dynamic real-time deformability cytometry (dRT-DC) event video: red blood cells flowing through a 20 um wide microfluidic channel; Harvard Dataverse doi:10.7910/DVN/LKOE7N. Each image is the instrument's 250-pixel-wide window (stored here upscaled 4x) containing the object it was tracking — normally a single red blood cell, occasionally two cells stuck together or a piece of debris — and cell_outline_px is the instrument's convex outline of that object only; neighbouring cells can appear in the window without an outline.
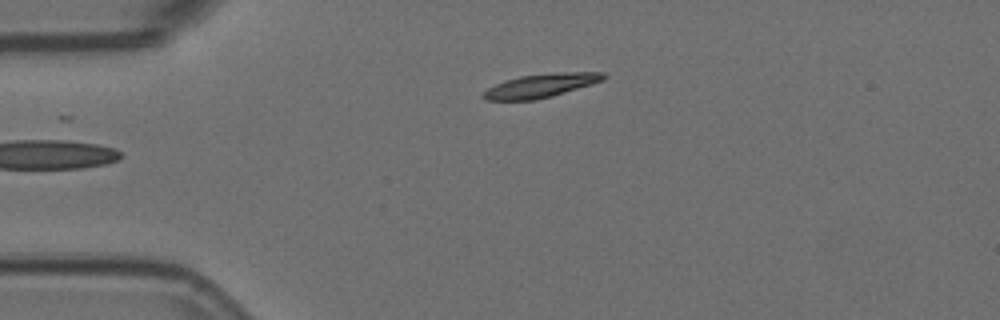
{"species": "Egyptian fruit bat (a non-hibernating species)", "species_latin": "Rousettus aegyptiacus", "temperature_condition": "room temperature", "stored_images_in_passage": 5, "camera_frame_rate_fps": 3000, "um_per_image_px": 0.085, "animal": {"sex": "female"}, "frame": {"image": 1, "passage_image": 5, "time_ms": 1.333, "image_size_px": [1000, 320], "cell_outline_px": [[608, 76], [604, 80], [592, 84], [552, 96], [536, 100], [484, 100], [480, 96], [488, 88], [504, 80], [520, 76], [556, 72], [604, 72]], "centroid_in_image_um": [45.98, 7.27], "position_along_channel_um": 39.0, "area_um2": 16.7}}